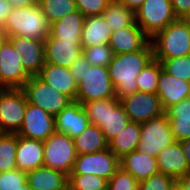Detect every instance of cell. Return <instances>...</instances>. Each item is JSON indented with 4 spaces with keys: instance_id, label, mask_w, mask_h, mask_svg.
I'll return each instance as SVG.
<instances>
[{
    "instance_id": "40",
    "label": "cell",
    "mask_w": 190,
    "mask_h": 190,
    "mask_svg": "<svg viewBox=\"0 0 190 190\" xmlns=\"http://www.w3.org/2000/svg\"><path fill=\"white\" fill-rule=\"evenodd\" d=\"M77 10L85 17L100 16L111 0H74Z\"/></svg>"
},
{
    "instance_id": "4",
    "label": "cell",
    "mask_w": 190,
    "mask_h": 190,
    "mask_svg": "<svg viewBox=\"0 0 190 190\" xmlns=\"http://www.w3.org/2000/svg\"><path fill=\"white\" fill-rule=\"evenodd\" d=\"M150 42L155 59H170L190 54V23L177 18L156 33Z\"/></svg>"
},
{
    "instance_id": "45",
    "label": "cell",
    "mask_w": 190,
    "mask_h": 190,
    "mask_svg": "<svg viewBox=\"0 0 190 190\" xmlns=\"http://www.w3.org/2000/svg\"><path fill=\"white\" fill-rule=\"evenodd\" d=\"M183 152L185 154V159L187 160L188 167L190 170V139L180 141Z\"/></svg>"
},
{
    "instance_id": "33",
    "label": "cell",
    "mask_w": 190,
    "mask_h": 190,
    "mask_svg": "<svg viewBox=\"0 0 190 190\" xmlns=\"http://www.w3.org/2000/svg\"><path fill=\"white\" fill-rule=\"evenodd\" d=\"M162 65L155 58L137 76V91L156 94Z\"/></svg>"
},
{
    "instance_id": "3",
    "label": "cell",
    "mask_w": 190,
    "mask_h": 190,
    "mask_svg": "<svg viewBox=\"0 0 190 190\" xmlns=\"http://www.w3.org/2000/svg\"><path fill=\"white\" fill-rule=\"evenodd\" d=\"M6 37L20 36L44 41L50 34V24L38 3L16 7L1 29Z\"/></svg>"
},
{
    "instance_id": "51",
    "label": "cell",
    "mask_w": 190,
    "mask_h": 190,
    "mask_svg": "<svg viewBox=\"0 0 190 190\" xmlns=\"http://www.w3.org/2000/svg\"><path fill=\"white\" fill-rule=\"evenodd\" d=\"M188 23H190V12L187 14V16L184 18Z\"/></svg>"
},
{
    "instance_id": "18",
    "label": "cell",
    "mask_w": 190,
    "mask_h": 190,
    "mask_svg": "<svg viewBox=\"0 0 190 190\" xmlns=\"http://www.w3.org/2000/svg\"><path fill=\"white\" fill-rule=\"evenodd\" d=\"M156 94L165 111L170 106L190 97V82L178 79L162 69L158 78Z\"/></svg>"
},
{
    "instance_id": "1",
    "label": "cell",
    "mask_w": 190,
    "mask_h": 190,
    "mask_svg": "<svg viewBox=\"0 0 190 190\" xmlns=\"http://www.w3.org/2000/svg\"><path fill=\"white\" fill-rule=\"evenodd\" d=\"M153 59L150 41L141 50L113 56L108 70L117 99L120 100L137 91V76Z\"/></svg>"
},
{
    "instance_id": "46",
    "label": "cell",
    "mask_w": 190,
    "mask_h": 190,
    "mask_svg": "<svg viewBox=\"0 0 190 190\" xmlns=\"http://www.w3.org/2000/svg\"><path fill=\"white\" fill-rule=\"evenodd\" d=\"M8 1H10L15 8L27 7L38 3V0H8Z\"/></svg>"
},
{
    "instance_id": "12",
    "label": "cell",
    "mask_w": 190,
    "mask_h": 190,
    "mask_svg": "<svg viewBox=\"0 0 190 190\" xmlns=\"http://www.w3.org/2000/svg\"><path fill=\"white\" fill-rule=\"evenodd\" d=\"M23 55L16 53L6 39L0 48V87L22 88L31 77L22 65Z\"/></svg>"
},
{
    "instance_id": "23",
    "label": "cell",
    "mask_w": 190,
    "mask_h": 190,
    "mask_svg": "<svg viewBox=\"0 0 190 190\" xmlns=\"http://www.w3.org/2000/svg\"><path fill=\"white\" fill-rule=\"evenodd\" d=\"M120 167L138 182L159 173L156 157L134 150L120 158Z\"/></svg>"
},
{
    "instance_id": "42",
    "label": "cell",
    "mask_w": 190,
    "mask_h": 190,
    "mask_svg": "<svg viewBox=\"0 0 190 190\" xmlns=\"http://www.w3.org/2000/svg\"><path fill=\"white\" fill-rule=\"evenodd\" d=\"M171 4L177 18L184 19L190 12V0H171Z\"/></svg>"
},
{
    "instance_id": "22",
    "label": "cell",
    "mask_w": 190,
    "mask_h": 190,
    "mask_svg": "<svg viewBox=\"0 0 190 190\" xmlns=\"http://www.w3.org/2000/svg\"><path fill=\"white\" fill-rule=\"evenodd\" d=\"M156 160L159 173L169 175L176 180L184 176L189 171L185 154L180 142L178 141L158 153Z\"/></svg>"
},
{
    "instance_id": "20",
    "label": "cell",
    "mask_w": 190,
    "mask_h": 190,
    "mask_svg": "<svg viewBox=\"0 0 190 190\" xmlns=\"http://www.w3.org/2000/svg\"><path fill=\"white\" fill-rule=\"evenodd\" d=\"M37 76L57 92L66 95L72 101L76 100L78 83L75 81L68 67L45 63Z\"/></svg>"
},
{
    "instance_id": "17",
    "label": "cell",
    "mask_w": 190,
    "mask_h": 190,
    "mask_svg": "<svg viewBox=\"0 0 190 190\" xmlns=\"http://www.w3.org/2000/svg\"><path fill=\"white\" fill-rule=\"evenodd\" d=\"M89 124L84 108L76 100L55 116V131L64 133L72 139L79 136Z\"/></svg>"
},
{
    "instance_id": "48",
    "label": "cell",
    "mask_w": 190,
    "mask_h": 190,
    "mask_svg": "<svg viewBox=\"0 0 190 190\" xmlns=\"http://www.w3.org/2000/svg\"><path fill=\"white\" fill-rule=\"evenodd\" d=\"M6 39H7L6 34L2 30H0V48Z\"/></svg>"
},
{
    "instance_id": "31",
    "label": "cell",
    "mask_w": 190,
    "mask_h": 190,
    "mask_svg": "<svg viewBox=\"0 0 190 190\" xmlns=\"http://www.w3.org/2000/svg\"><path fill=\"white\" fill-rule=\"evenodd\" d=\"M49 24L58 21L67 14L77 11L74 0H38Z\"/></svg>"
},
{
    "instance_id": "32",
    "label": "cell",
    "mask_w": 190,
    "mask_h": 190,
    "mask_svg": "<svg viewBox=\"0 0 190 190\" xmlns=\"http://www.w3.org/2000/svg\"><path fill=\"white\" fill-rule=\"evenodd\" d=\"M17 134L2 133L0 135V172L11 171L16 166Z\"/></svg>"
},
{
    "instance_id": "28",
    "label": "cell",
    "mask_w": 190,
    "mask_h": 190,
    "mask_svg": "<svg viewBox=\"0 0 190 190\" xmlns=\"http://www.w3.org/2000/svg\"><path fill=\"white\" fill-rule=\"evenodd\" d=\"M141 123L129 121L121 132L108 143V148L120 159L137 149Z\"/></svg>"
},
{
    "instance_id": "35",
    "label": "cell",
    "mask_w": 190,
    "mask_h": 190,
    "mask_svg": "<svg viewBox=\"0 0 190 190\" xmlns=\"http://www.w3.org/2000/svg\"><path fill=\"white\" fill-rule=\"evenodd\" d=\"M168 74L190 82V54L170 59H156Z\"/></svg>"
},
{
    "instance_id": "14",
    "label": "cell",
    "mask_w": 190,
    "mask_h": 190,
    "mask_svg": "<svg viewBox=\"0 0 190 190\" xmlns=\"http://www.w3.org/2000/svg\"><path fill=\"white\" fill-rule=\"evenodd\" d=\"M54 132L55 117L27 103L23 123L16 134L27 139L45 141Z\"/></svg>"
},
{
    "instance_id": "50",
    "label": "cell",
    "mask_w": 190,
    "mask_h": 190,
    "mask_svg": "<svg viewBox=\"0 0 190 190\" xmlns=\"http://www.w3.org/2000/svg\"><path fill=\"white\" fill-rule=\"evenodd\" d=\"M172 190H184L178 183L173 187Z\"/></svg>"
},
{
    "instance_id": "27",
    "label": "cell",
    "mask_w": 190,
    "mask_h": 190,
    "mask_svg": "<svg viewBox=\"0 0 190 190\" xmlns=\"http://www.w3.org/2000/svg\"><path fill=\"white\" fill-rule=\"evenodd\" d=\"M166 114L175 141L190 139V97L167 108Z\"/></svg>"
},
{
    "instance_id": "34",
    "label": "cell",
    "mask_w": 190,
    "mask_h": 190,
    "mask_svg": "<svg viewBox=\"0 0 190 190\" xmlns=\"http://www.w3.org/2000/svg\"><path fill=\"white\" fill-rule=\"evenodd\" d=\"M108 185V180L91 174H69L68 190H99Z\"/></svg>"
},
{
    "instance_id": "29",
    "label": "cell",
    "mask_w": 190,
    "mask_h": 190,
    "mask_svg": "<svg viewBox=\"0 0 190 190\" xmlns=\"http://www.w3.org/2000/svg\"><path fill=\"white\" fill-rule=\"evenodd\" d=\"M74 145L77 155L95 153L108 148L103 132L93 124H89L79 136L74 138Z\"/></svg>"
},
{
    "instance_id": "43",
    "label": "cell",
    "mask_w": 190,
    "mask_h": 190,
    "mask_svg": "<svg viewBox=\"0 0 190 190\" xmlns=\"http://www.w3.org/2000/svg\"><path fill=\"white\" fill-rule=\"evenodd\" d=\"M15 7L8 0H0V30L4 27L7 17Z\"/></svg>"
},
{
    "instance_id": "49",
    "label": "cell",
    "mask_w": 190,
    "mask_h": 190,
    "mask_svg": "<svg viewBox=\"0 0 190 190\" xmlns=\"http://www.w3.org/2000/svg\"><path fill=\"white\" fill-rule=\"evenodd\" d=\"M19 190H33V189L28 185V183H26Z\"/></svg>"
},
{
    "instance_id": "7",
    "label": "cell",
    "mask_w": 190,
    "mask_h": 190,
    "mask_svg": "<svg viewBox=\"0 0 190 190\" xmlns=\"http://www.w3.org/2000/svg\"><path fill=\"white\" fill-rule=\"evenodd\" d=\"M171 0H145L135 11V22L151 39L175 21Z\"/></svg>"
},
{
    "instance_id": "19",
    "label": "cell",
    "mask_w": 190,
    "mask_h": 190,
    "mask_svg": "<svg viewBox=\"0 0 190 190\" xmlns=\"http://www.w3.org/2000/svg\"><path fill=\"white\" fill-rule=\"evenodd\" d=\"M149 41L150 38L135 24L114 31L109 46L116 55L141 50Z\"/></svg>"
},
{
    "instance_id": "41",
    "label": "cell",
    "mask_w": 190,
    "mask_h": 190,
    "mask_svg": "<svg viewBox=\"0 0 190 190\" xmlns=\"http://www.w3.org/2000/svg\"><path fill=\"white\" fill-rule=\"evenodd\" d=\"M88 60L83 56V54L72 64L69 68L75 81L79 84L83 80V75L86 72V68H90Z\"/></svg>"
},
{
    "instance_id": "6",
    "label": "cell",
    "mask_w": 190,
    "mask_h": 190,
    "mask_svg": "<svg viewBox=\"0 0 190 190\" xmlns=\"http://www.w3.org/2000/svg\"><path fill=\"white\" fill-rule=\"evenodd\" d=\"M169 120L165 113L141 123L139 152L156 157L158 153L175 143Z\"/></svg>"
},
{
    "instance_id": "36",
    "label": "cell",
    "mask_w": 190,
    "mask_h": 190,
    "mask_svg": "<svg viewBox=\"0 0 190 190\" xmlns=\"http://www.w3.org/2000/svg\"><path fill=\"white\" fill-rule=\"evenodd\" d=\"M83 56L91 66L108 67L114 53L109 44L95 45L82 49Z\"/></svg>"
},
{
    "instance_id": "38",
    "label": "cell",
    "mask_w": 190,
    "mask_h": 190,
    "mask_svg": "<svg viewBox=\"0 0 190 190\" xmlns=\"http://www.w3.org/2000/svg\"><path fill=\"white\" fill-rule=\"evenodd\" d=\"M176 183L175 178L158 173L139 182L138 190H172Z\"/></svg>"
},
{
    "instance_id": "24",
    "label": "cell",
    "mask_w": 190,
    "mask_h": 190,
    "mask_svg": "<svg viewBox=\"0 0 190 190\" xmlns=\"http://www.w3.org/2000/svg\"><path fill=\"white\" fill-rule=\"evenodd\" d=\"M26 181L33 190H68V176L45 166L27 172Z\"/></svg>"
},
{
    "instance_id": "47",
    "label": "cell",
    "mask_w": 190,
    "mask_h": 190,
    "mask_svg": "<svg viewBox=\"0 0 190 190\" xmlns=\"http://www.w3.org/2000/svg\"><path fill=\"white\" fill-rule=\"evenodd\" d=\"M177 183L184 189L190 190V170L177 180Z\"/></svg>"
},
{
    "instance_id": "11",
    "label": "cell",
    "mask_w": 190,
    "mask_h": 190,
    "mask_svg": "<svg viewBox=\"0 0 190 190\" xmlns=\"http://www.w3.org/2000/svg\"><path fill=\"white\" fill-rule=\"evenodd\" d=\"M120 168V159L109 149L77 155L70 174H91L109 180Z\"/></svg>"
},
{
    "instance_id": "37",
    "label": "cell",
    "mask_w": 190,
    "mask_h": 190,
    "mask_svg": "<svg viewBox=\"0 0 190 190\" xmlns=\"http://www.w3.org/2000/svg\"><path fill=\"white\" fill-rule=\"evenodd\" d=\"M139 182L121 167L108 180V190H138Z\"/></svg>"
},
{
    "instance_id": "44",
    "label": "cell",
    "mask_w": 190,
    "mask_h": 190,
    "mask_svg": "<svg viewBox=\"0 0 190 190\" xmlns=\"http://www.w3.org/2000/svg\"><path fill=\"white\" fill-rule=\"evenodd\" d=\"M122 3L126 5L128 9H131L132 11H136L145 0H119Z\"/></svg>"
},
{
    "instance_id": "21",
    "label": "cell",
    "mask_w": 190,
    "mask_h": 190,
    "mask_svg": "<svg viewBox=\"0 0 190 190\" xmlns=\"http://www.w3.org/2000/svg\"><path fill=\"white\" fill-rule=\"evenodd\" d=\"M44 143L17 135L16 166L23 172L35 170L44 165Z\"/></svg>"
},
{
    "instance_id": "9",
    "label": "cell",
    "mask_w": 190,
    "mask_h": 190,
    "mask_svg": "<svg viewBox=\"0 0 190 190\" xmlns=\"http://www.w3.org/2000/svg\"><path fill=\"white\" fill-rule=\"evenodd\" d=\"M27 99L21 88L0 90V130L17 133L23 123Z\"/></svg>"
},
{
    "instance_id": "5",
    "label": "cell",
    "mask_w": 190,
    "mask_h": 190,
    "mask_svg": "<svg viewBox=\"0 0 190 190\" xmlns=\"http://www.w3.org/2000/svg\"><path fill=\"white\" fill-rule=\"evenodd\" d=\"M43 143V166L55 169L69 176L77 157L74 139L64 133L55 131Z\"/></svg>"
},
{
    "instance_id": "25",
    "label": "cell",
    "mask_w": 190,
    "mask_h": 190,
    "mask_svg": "<svg viewBox=\"0 0 190 190\" xmlns=\"http://www.w3.org/2000/svg\"><path fill=\"white\" fill-rule=\"evenodd\" d=\"M85 16L79 11L67 14L62 19L50 24V35L53 38L81 44V32Z\"/></svg>"
},
{
    "instance_id": "10",
    "label": "cell",
    "mask_w": 190,
    "mask_h": 190,
    "mask_svg": "<svg viewBox=\"0 0 190 190\" xmlns=\"http://www.w3.org/2000/svg\"><path fill=\"white\" fill-rule=\"evenodd\" d=\"M113 97H115V89L109 77L108 67L86 68L83 80L78 84L76 101L83 103Z\"/></svg>"
},
{
    "instance_id": "2",
    "label": "cell",
    "mask_w": 190,
    "mask_h": 190,
    "mask_svg": "<svg viewBox=\"0 0 190 190\" xmlns=\"http://www.w3.org/2000/svg\"><path fill=\"white\" fill-rule=\"evenodd\" d=\"M86 112L89 123L96 125L103 132L109 143L130 121L120 100L116 97L91 100L80 103Z\"/></svg>"
},
{
    "instance_id": "30",
    "label": "cell",
    "mask_w": 190,
    "mask_h": 190,
    "mask_svg": "<svg viewBox=\"0 0 190 190\" xmlns=\"http://www.w3.org/2000/svg\"><path fill=\"white\" fill-rule=\"evenodd\" d=\"M112 31L120 28L135 25V12L128 9L124 3L119 0H111L107 8L102 12Z\"/></svg>"
},
{
    "instance_id": "16",
    "label": "cell",
    "mask_w": 190,
    "mask_h": 190,
    "mask_svg": "<svg viewBox=\"0 0 190 190\" xmlns=\"http://www.w3.org/2000/svg\"><path fill=\"white\" fill-rule=\"evenodd\" d=\"M45 63L70 68L82 55L81 44L53 38L50 34L44 40Z\"/></svg>"
},
{
    "instance_id": "13",
    "label": "cell",
    "mask_w": 190,
    "mask_h": 190,
    "mask_svg": "<svg viewBox=\"0 0 190 190\" xmlns=\"http://www.w3.org/2000/svg\"><path fill=\"white\" fill-rule=\"evenodd\" d=\"M129 120L144 123L164 113L157 94L136 91L120 99Z\"/></svg>"
},
{
    "instance_id": "8",
    "label": "cell",
    "mask_w": 190,
    "mask_h": 190,
    "mask_svg": "<svg viewBox=\"0 0 190 190\" xmlns=\"http://www.w3.org/2000/svg\"><path fill=\"white\" fill-rule=\"evenodd\" d=\"M21 89L25 93L27 103L40 107L54 117L72 102L69 97L57 92L38 76H31Z\"/></svg>"
},
{
    "instance_id": "39",
    "label": "cell",
    "mask_w": 190,
    "mask_h": 190,
    "mask_svg": "<svg viewBox=\"0 0 190 190\" xmlns=\"http://www.w3.org/2000/svg\"><path fill=\"white\" fill-rule=\"evenodd\" d=\"M26 183V172L17 168L0 172V190H19Z\"/></svg>"
},
{
    "instance_id": "15",
    "label": "cell",
    "mask_w": 190,
    "mask_h": 190,
    "mask_svg": "<svg viewBox=\"0 0 190 190\" xmlns=\"http://www.w3.org/2000/svg\"><path fill=\"white\" fill-rule=\"evenodd\" d=\"M16 53L23 55L22 65L30 76H37L45 64L44 41L20 36L7 37Z\"/></svg>"
},
{
    "instance_id": "26",
    "label": "cell",
    "mask_w": 190,
    "mask_h": 190,
    "mask_svg": "<svg viewBox=\"0 0 190 190\" xmlns=\"http://www.w3.org/2000/svg\"><path fill=\"white\" fill-rule=\"evenodd\" d=\"M113 31L103 18L100 16L85 17L81 32V47H91L101 44H109Z\"/></svg>"
}]
</instances>
